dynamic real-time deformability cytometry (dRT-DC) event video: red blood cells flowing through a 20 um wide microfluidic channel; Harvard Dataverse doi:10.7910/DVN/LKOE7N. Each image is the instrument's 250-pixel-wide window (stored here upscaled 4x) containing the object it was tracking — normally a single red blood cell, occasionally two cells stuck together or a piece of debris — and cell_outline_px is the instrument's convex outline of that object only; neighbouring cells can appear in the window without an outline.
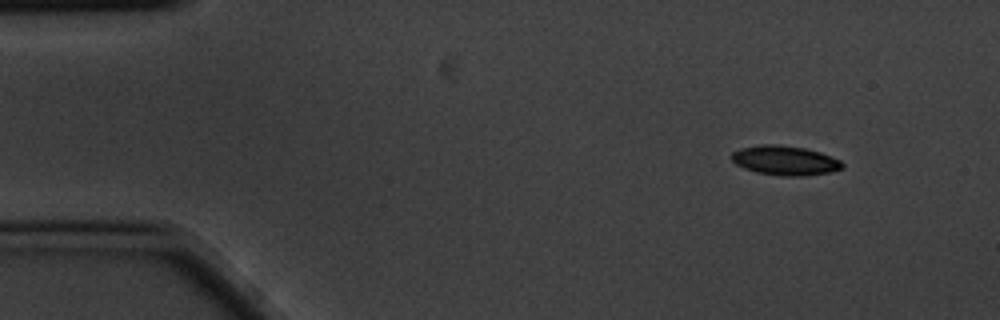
{"species": "common noctule bat (a hibernating species)", "species_latin": "Nyctalus noctula", "temperature_condition": "cold", "stored_images_in_passage": 4, "camera_frame_rate_fps": 3000, "um_per_image_px": 0.085, "animal": {"sex": "male", "body_mass_g": 20.1, "forearm_length_mm": 53.5}, "frame": {"image": 1, "passage_image": 1, "time_ms": 0.0, "image_size_px": [1000, 320], "cell_outline_px": [[844, 164], [840, 168], [828, 172], [804, 176], [780, 176], [756, 172], [744, 168], [736, 164], [732, 160], [732, 152], [740, 148], [764, 144], [776, 144], [804, 148], [820, 152], [840, 160]], "centroid_in_image_um": [66.69, 13.64], "position_along_channel_um": 18.3, "area_um2": 18.84}}
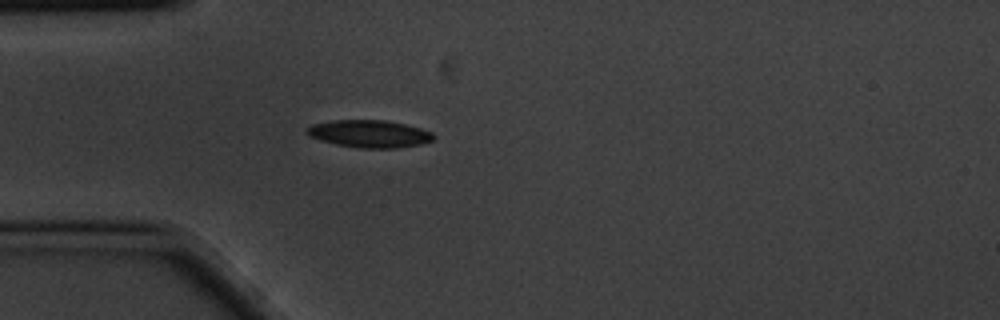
{"frame": {"image": 2, "passage_image": 4, "time_ms": 1.0, "image_size_px": [1000, 320], "cell_outline_px": [[436, 136], [432, 140], [420, 144], [396, 148], [356, 148], [336, 144], [320, 140], [308, 136], [304, 132], [304, 128], [312, 124], [332, 120], [384, 120], [404, 124], [420, 128], [432, 132]], "centroid_in_image_um": [31.34, 11.37], "position_along_channel_um": 53.7, "area_um2": 20.4}}